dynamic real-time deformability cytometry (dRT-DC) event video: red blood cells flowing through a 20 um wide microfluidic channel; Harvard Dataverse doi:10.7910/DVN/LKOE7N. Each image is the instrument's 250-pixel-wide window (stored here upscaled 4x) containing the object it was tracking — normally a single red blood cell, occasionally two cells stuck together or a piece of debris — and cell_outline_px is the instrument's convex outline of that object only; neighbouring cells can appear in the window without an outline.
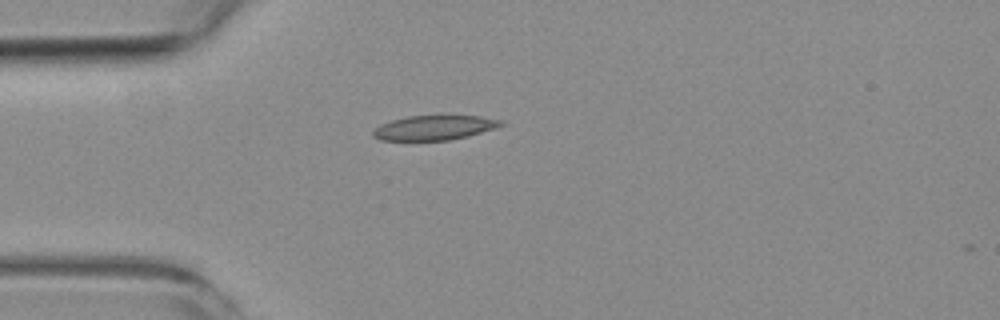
{"species": "common noctule bat (a hibernating species)", "species_latin": "Nyctalus noctula", "temperature_condition": "room temperature", "stored_images_in_passage": 2, "camera_frame_rate_fps": 3000, "um_per_image_px": 0.085, "animal": {"sex": "female", "body_mass_g": 19.3, "forearm_length_mm": 54.1}, "frame": {"image": 1, "passage_image": 1, "time_ms": 0.0, "image_size_px": [1000, 320], "cell_outline_px": [[504, 124], [496, 128], [468, 136], [448, 140], [380, 140], [372, 136], [372, 132], [380, 124], [392, 120], [408, 116], [440, 112], [480, 116], [504, 120]], "centroid_in_image_um": [36.97, 10.79], "position_along_channel_um": 48.0, "area_um2": 19.31}}